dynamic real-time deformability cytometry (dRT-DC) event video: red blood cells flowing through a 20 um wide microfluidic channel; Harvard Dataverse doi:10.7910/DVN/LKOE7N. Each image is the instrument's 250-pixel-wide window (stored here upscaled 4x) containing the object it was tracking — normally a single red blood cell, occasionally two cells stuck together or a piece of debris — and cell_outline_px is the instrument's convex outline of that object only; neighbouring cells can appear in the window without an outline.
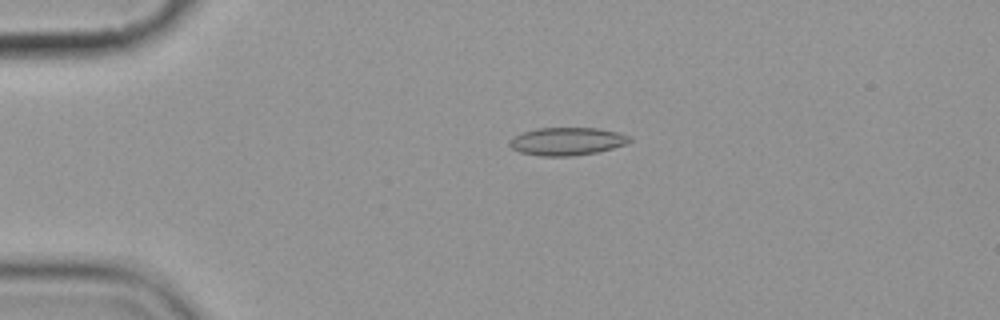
{"species": "common noctule bat (a hibernating species)", "species_latin": "Nyctalus noctula", "temperature_condition": "cold", "stored_images_in_passage": 4, "camera_frame_rate_fps": 3000, "um_per_image_px": 0.085, "animal": {"sex": "female", "body_mass_g": 19.9}, "frame": {"image": 1, "passage_image": 3, "time_ms": 3.333, "image_size_px": [1000, 320], "cell_outline_px": [[632, 140], [628, 144], [596, 152], [572, 156], [540, 156], [520, 152], [512, 148], [508, 144], [508, 140], [524, 132], [536, 128], [600, 128], [632, 136]], "centroid_in_image_um": [48.22, 12.01], "position_along_channel_um": 36.8, "area_um2": 19.54}}